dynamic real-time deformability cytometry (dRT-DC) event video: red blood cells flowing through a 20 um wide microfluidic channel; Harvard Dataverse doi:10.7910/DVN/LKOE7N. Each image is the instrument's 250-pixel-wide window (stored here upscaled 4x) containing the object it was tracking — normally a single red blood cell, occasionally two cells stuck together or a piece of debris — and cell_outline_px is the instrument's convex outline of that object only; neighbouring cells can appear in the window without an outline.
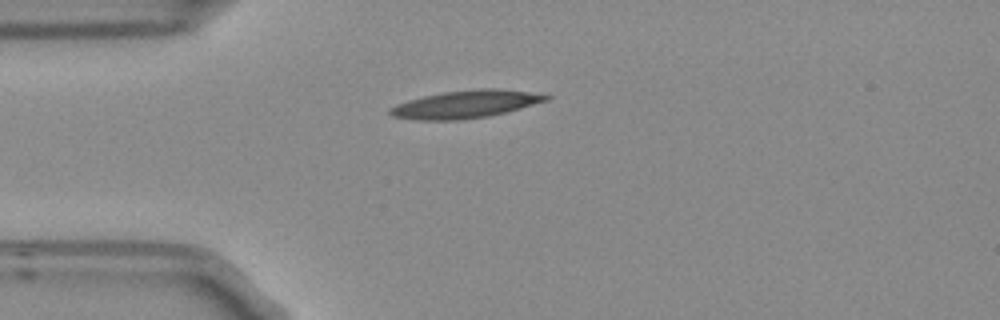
{"species": "Egyptian fruit bat (a non-hibernating species)", "species_latin": "Rousettus aegyptiacus", "temperature_condition": "room temperature", "stored_images_in_passage": 2, "camera_frame_rate_fps": 3000, "um_per_image_px": 0.085, "frame": {"image": 1, "passage_image": 1, "time_ms": 0.0, "image_size_px": [1000, 320], "cell_outline_px": [[552, 96], [548, 100], [520, 108], [488, 116], [460, 120], [412, 120], [392, 116], [388, 112], [388, 108], [396, 104], [408, 100], [424, 96], [444, 92], [480, 88], [500, 88], [528, 92]], "centroid_in_image_um": [39.52, 8.86], "position_along_channel_um": 45.5, "area_um2": 25.09}}